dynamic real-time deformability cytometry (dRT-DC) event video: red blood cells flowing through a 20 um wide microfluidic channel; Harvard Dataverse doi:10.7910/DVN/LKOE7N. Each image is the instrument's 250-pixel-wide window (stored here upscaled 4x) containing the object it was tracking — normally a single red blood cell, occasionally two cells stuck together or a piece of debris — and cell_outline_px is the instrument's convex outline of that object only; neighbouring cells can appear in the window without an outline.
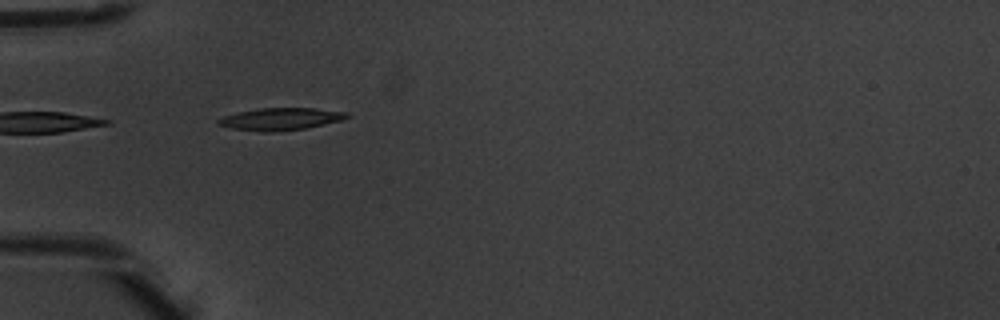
{"species": "common noctule bat (a hibernating species)", "species_latin": "Nyctalus noctula", "temperature_condition": "warm", "stored_images_in_passage": 5, "camera_frame_rate_fps": 3000, "um_per_image_px": 0.085, "animal": {"sex": "male", "body_mass_g": 20.1, "forearm_length_mm": 53.5}, "frame": {"image": 1, "passage_image": 5, "time_ms": 1.333, "image_size_px": [1000, 320], "cell_outline_px": [[352, 116], [340, 120], [324, 124], [304, 128], [272, 132], [264, 132], [232, 128], [216, 124], [216, 120], [224, 116], [240, 112], [260, 108], [312, 108], [348, 112]], "centroid_in_image_um": [23.85, 10.11], "position_along_channel_um": 61.1, "area_um2": 16.47}}